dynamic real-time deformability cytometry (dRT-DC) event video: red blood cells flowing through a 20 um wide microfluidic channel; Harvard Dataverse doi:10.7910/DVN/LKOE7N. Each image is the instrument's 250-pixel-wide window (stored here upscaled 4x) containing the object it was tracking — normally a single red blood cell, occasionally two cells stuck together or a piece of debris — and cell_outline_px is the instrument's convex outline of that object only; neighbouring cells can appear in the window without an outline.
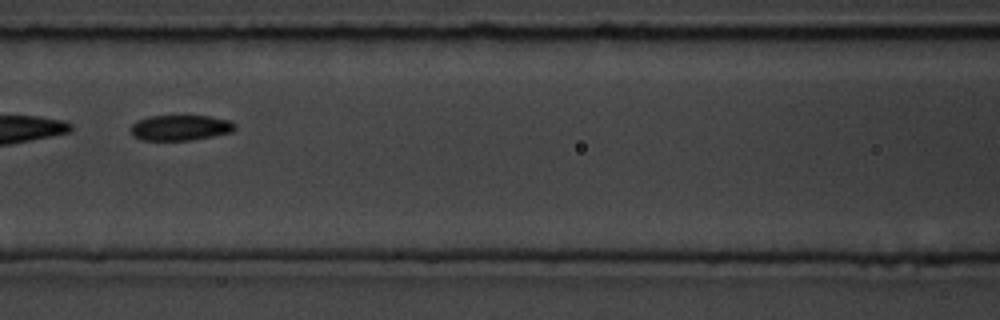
{"species": "common noctule bat (a hibernating species)", "species_latin": "Nyctalus noctula", "temperature_condition": "room temperature", "stored_images_in_passage": 15, "camera_frame_rate_fps": 3000, "um_per_image_px": 0.085, "animal": {"sex": "male", "body_mass_g": 19.5, "forearm_length_mm": 54.6}, "frame": {"image": 1, "passage_image": 7, "time_ms": 2.0, "image_size_px": [1000, 320], "cell_outline_px": [[236, 128], [232, 132], [192, 140], [140, 140], [132, 136], [132, 124], [136, 120], [148, 116], [208, 116], [228, 120], [236, 124]], "centroid_in_image_um": [15.31, 10.86], "position_along_channel_um": 151.3, "area_um2": 15.49}}